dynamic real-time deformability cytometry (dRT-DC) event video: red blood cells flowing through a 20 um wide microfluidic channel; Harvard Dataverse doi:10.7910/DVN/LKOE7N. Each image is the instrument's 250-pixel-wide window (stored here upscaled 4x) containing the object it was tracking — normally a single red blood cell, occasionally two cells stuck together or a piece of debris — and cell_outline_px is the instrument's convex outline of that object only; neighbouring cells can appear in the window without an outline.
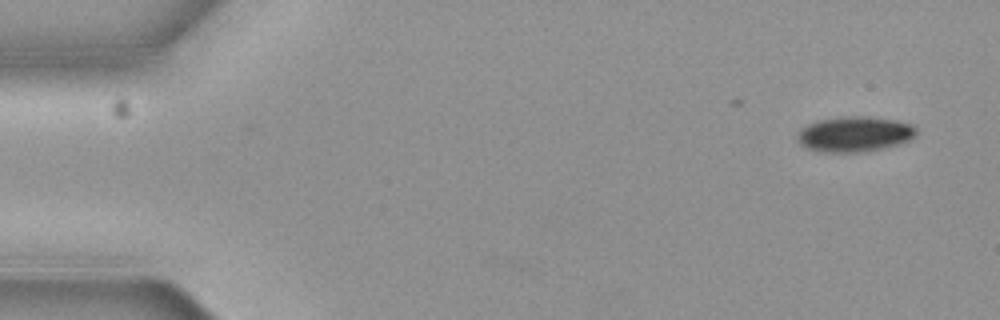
{"species": "common noctule bat (a hibernating species)", "species_latin": "Nyctalus noctula", "temperature_condition": "cold", "stored_images_in_passage": 6, "camera_frame_rate_fps": 3000, "um_per_image_px": 0.085, "animal": {"sex": "female", "body_mass_g": 19.3, "forearm_length_mm": 54.1}, "frame": {"image": 1, "passage_image": 1, "time_ms": 0.0, "image_size_px": [1000, 320], "cell_outline_px": [[916, 132], [908, 140], [896, 144], [880, 148], [860, 152], [820, 152], [808, 148], [800, 144], [796, 140], [796, 136], [800, 128], [808, 124], [820, 120], [844, 116], [868, 116], [896, 120], [912, 124], [916, 128]], "centroid_in_image_um": [72.58, 11.39], "position_along_channel_um": 12.4, "area_um2": 24.33}}
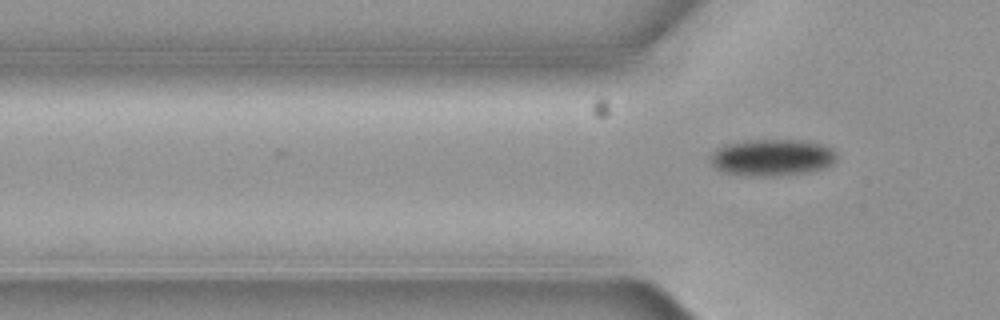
{"frame": {"image": 2, "passage_image": 5, "time_ms": 1.333, "image_size_px": [1000, 320], "cell_outline_px": [[836, 160], [832, 164], [824, 168], [808, 172], [724, 172], [716, 168], [708, 160], [712, 152], [716, 148], [724, 144], [744, 140], [800, 140], [820, 144], [832, 148], [836, 156]], "centroid_in_image_um": [65.62, 13.3], "position_along_channel_um": 60.2, "area_um2": 25.61}}
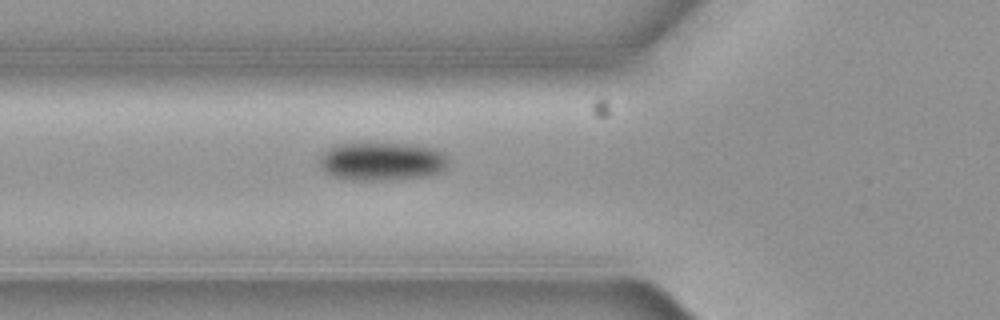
{"frame": {"image": 3, "passage_image": 6, "time_ms": 1.667, "image_size_px": [1000, 320], "cell_outline_px": [[444, 168], [440, 172], [420, 176], [380, 180], [360, 180], [336, 176], [328, 172], [320, 164], [320, 156], [332, 144], [408, 144], [432, 148], [440, 152], [444, 156]], "centroid_in_image_um": [32.4, 13.7], "position_along_channel_um": 93.4, "area_um2": 27.63}}